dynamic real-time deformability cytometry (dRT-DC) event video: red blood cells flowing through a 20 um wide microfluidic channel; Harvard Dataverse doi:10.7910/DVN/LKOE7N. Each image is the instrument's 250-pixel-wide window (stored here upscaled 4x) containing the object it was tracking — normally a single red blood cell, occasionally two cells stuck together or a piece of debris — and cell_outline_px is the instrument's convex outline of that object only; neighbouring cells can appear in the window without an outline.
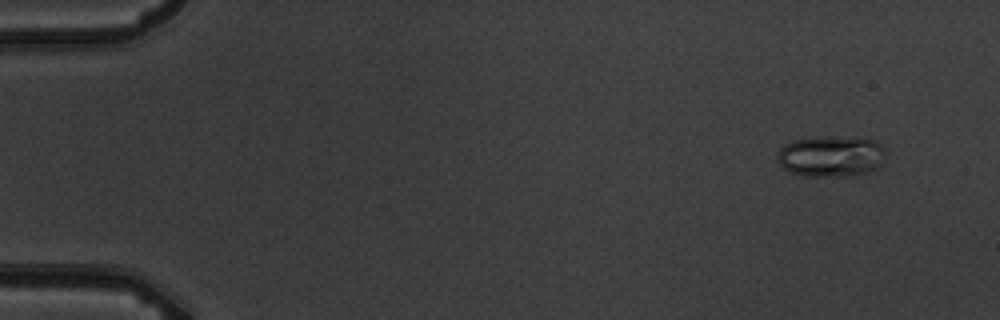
{"species": "common noctule bat (a hibernating species)", "species_latin": "Nyctalus noctula", "temperature_condition": "warm", "stored_images_in_passage": 5, "camera_frame_rate_fps": 3000, "um_per_image_px": 0.085, "animal": {"sex": "male", "body_mass_g": 19.5, "forearm_length_mm": 54.6}, "frame": {"image": 1, "passage_image": 2, "time_ms": 1.0, "image_size_px": [1000, 320], "cell_outline_px": [[884, 160], [880, 168], [868, 172], [852, 176], [804, 176], [792, 172], [784, 168], [780, 164], [776, 156], [780, 148], [784, 144], [796, 140], [824, 136], [872, 140], [880, 144], [884, 148]], "centroid_in_image_um": [70.65, 13.3], "position_along_channel_um": 14.4, "area_um2": 25.84}}